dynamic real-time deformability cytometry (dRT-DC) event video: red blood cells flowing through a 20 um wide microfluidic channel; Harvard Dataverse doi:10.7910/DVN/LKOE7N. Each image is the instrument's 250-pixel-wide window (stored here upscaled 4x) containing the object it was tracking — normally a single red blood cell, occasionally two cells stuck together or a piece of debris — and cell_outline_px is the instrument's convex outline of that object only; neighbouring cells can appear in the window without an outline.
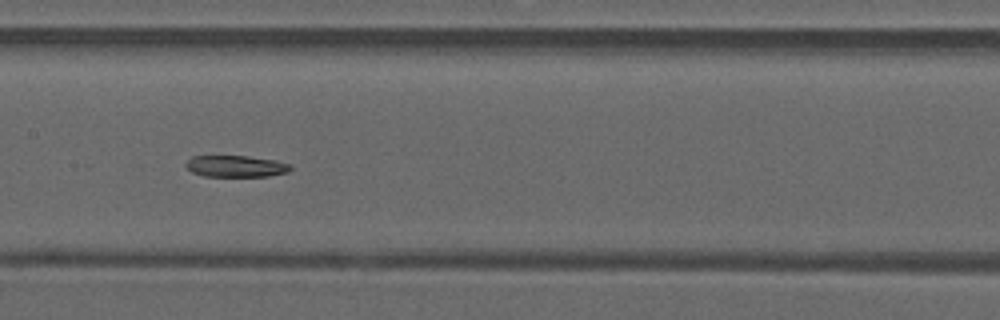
{"species": "common noctule bat (a hibernating species)", "species_latin": "Nyctalus noctula", "temperature_condition": "warm", "stored_images_in_passage": 36, "camera_frame_rate_fps": 3000, "um_per_image_px": 0.085, "animal": {"sex": "male", "forearm_length_mm": 52.5}, "frame": {"image": 1, "passage_image": 11, "time_ms": 3.333, "image_size_px": [1000, 320], "cell_outline_px": [[292, 168], [288, 172], [268, 176], [204, 176], [192, 172], [184, 164], [192, 156], [248, 156], [276, 160], [292, 164]], "centroid_in_image_um": [20.08, 14.12], "position_along_channel_um": 187.3, "area_um2": 13.18}}
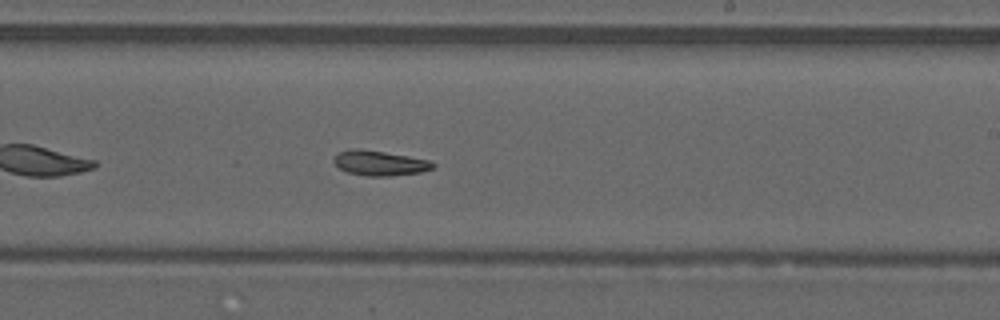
{"frame": {"image": 2, "passage_image": 16, "time_ms": 5.0, "image_size_px": [1000, 320], "cell_outline_px": [[436, 164], [432, 168], [420, 172], [388, 176], [368, 176], [348, 172], [340, 168], [332, 160], [332, 156], [336, 152], [356, 148], [360, 148], [432, 160]], "centroid_in_image_um": [32.25, 13.84], "position_along_channel_um": 256.8, "area_um2": 14.45}, "authors_computed_cell_mechanics": {"area_um2": 14.5945, "velocity_mm_per_s": 4.18, "shape_relaxation_time_tau1_ms": null, "shape_relaxation_time_tau2_ms": 5.6811, "deformation_change_tau1": null, "deformation_change_tau2": 0.1261}}